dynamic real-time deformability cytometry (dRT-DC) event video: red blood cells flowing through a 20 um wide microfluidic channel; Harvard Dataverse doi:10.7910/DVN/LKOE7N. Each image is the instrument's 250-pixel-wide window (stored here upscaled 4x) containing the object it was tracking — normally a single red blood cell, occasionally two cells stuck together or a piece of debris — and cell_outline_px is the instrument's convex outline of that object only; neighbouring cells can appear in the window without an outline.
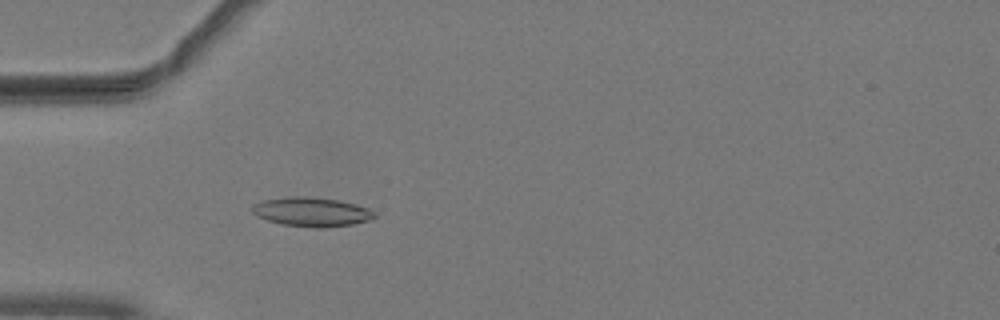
{"species": "common noctule bat (a hibernating species)", "species_latin": "Nyctalus noctula", "temperature_condition": "warm", "stored_images_in_passage": 52, "camera_frame_rate_fps": 3000, "um_per_image_px": 0.085, "animal": {"sex": "male", "body_mass_g": 19.2, "forearm_length_mm": 51.8}, "frame": {"image": 1, "passage_image": 17, "time_ms": 5.333, "image_size_px": [1000, 320], "cell_outline_px": [[376, 216], [368, 220], [352, 224], [324, 228], [316, 228], [284, 224], [268, 220], [256, 216], [252, 212], [252, 204], [264, 200], [296, 196], [304, 196], [340, 200], [356, 204], [368, 208], [376, 212]], "centroid_in_image_um": [26.51, 18.01], "position_along_channel_um": 58.5, "area_um2": 20.69}}
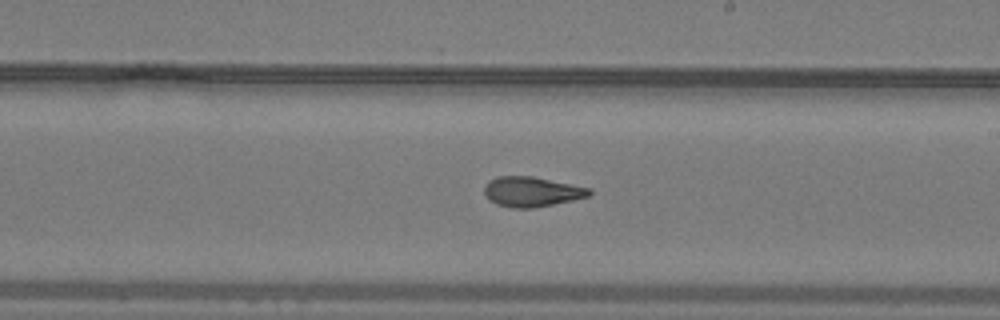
{"frame": {"image": 2, "passage_image": 31, "time_ms": 10.0, "image_size_px": [1000, 320], "cell_outline_px": [[592, 192], [588, 196], [572, 200], [532, 208], [512, 208], [496, 204], [488, 200], [484, 192], [484, 188], [488, 180], [496, 176], [532, 176], [588, 188]], "centroid_in_image_um": [45.12, 16.29], "position_along_channel_um": 243.9, "area_um2": 18.15}}
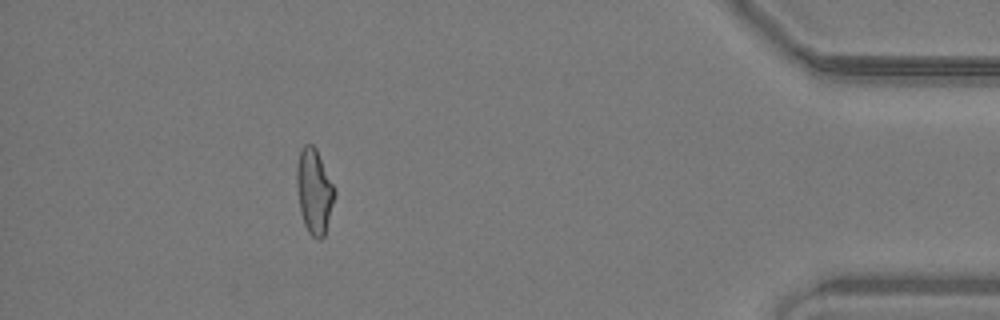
{"frame": {"image": 3, "passage_image": 47, "time_ms": 15.333, "image_size_px": [1000, 320], "cell_outline_px": [[336, 196], [324, 236], [320, 240], [312, 236], [308, 232], [304, 224], [300, 212], [296, 184], [296, 168], [300, 148], [304, 144], [312, 144], [316, 148], [336, 192]], "centroid_in_image_um": [26.69, 16.26], "position_along_channel_um": 408.5, "area_um2": 18.84}, "authors_computed_cell_mechanics": {"area_um2": 18.5538, "velocity_mm_per_s": 4.0733, "shape_relaxation_time_tau1_ms": null, "shape_relaxation_time_tau2_ms": 2.3956, "deformation_change_tau1": null, "deformation_change_tau2": 0.1041}}